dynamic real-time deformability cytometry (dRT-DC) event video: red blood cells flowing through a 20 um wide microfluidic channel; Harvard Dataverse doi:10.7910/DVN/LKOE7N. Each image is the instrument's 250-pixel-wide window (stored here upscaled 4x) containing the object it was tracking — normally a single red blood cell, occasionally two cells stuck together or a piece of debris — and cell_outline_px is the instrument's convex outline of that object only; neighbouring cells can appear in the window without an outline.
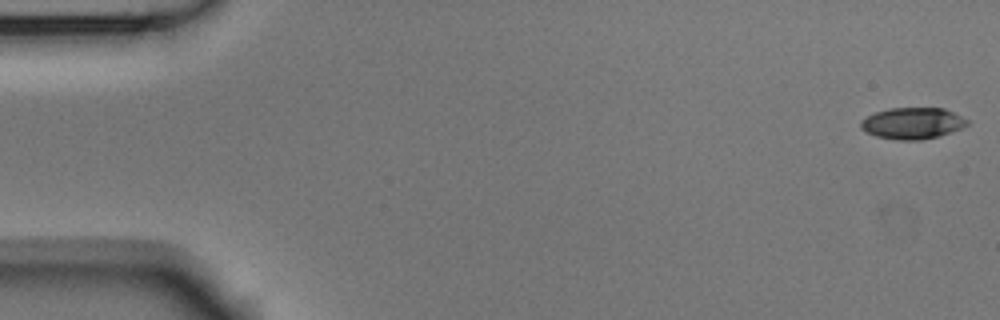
{"species": "Egyptian fruit bat (a non-hibernating species)", "species_latin": "Rousettus aegyptiacus", "temperature_condition": "room temperature", "stored_images_in_passage": 4, "camera_frame_rate_fps": 3000, "um_per_image_px": 0.085, "animal": {"sex": "male"}, "frame": {"image": 1, "passage_image": 1, "time_ms": 0.0, "image_size_px": [1000, 320], "cell_outline_px": [[968, 124], [960, 128], [936, 136], [920, 140], [900, 140], [876, 136], [860, 128], [860, 120], [876, 112], [888, 108], [944, 108], [968, 120]], "centroid_in_image_um": [77.52, 10.47], "position_along_channel_um": 7.5, "area_um2": 19.13}}